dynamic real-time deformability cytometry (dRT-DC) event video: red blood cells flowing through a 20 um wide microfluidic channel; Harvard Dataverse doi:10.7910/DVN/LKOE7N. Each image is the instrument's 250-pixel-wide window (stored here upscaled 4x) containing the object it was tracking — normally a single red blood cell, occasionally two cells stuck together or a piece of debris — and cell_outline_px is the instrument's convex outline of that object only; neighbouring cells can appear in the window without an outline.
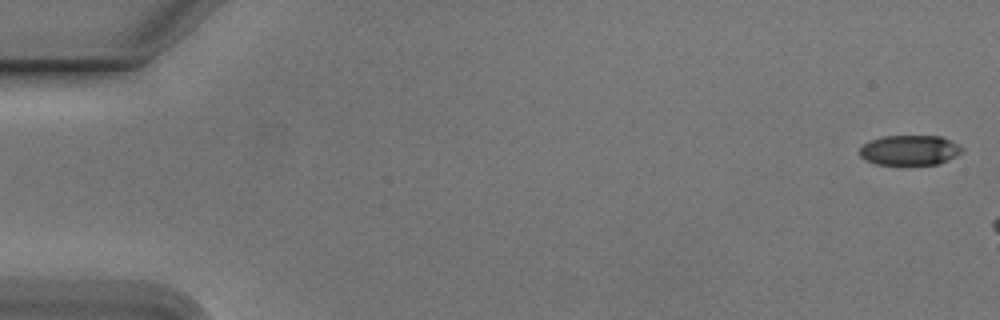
{"species": "Egyptian fruit bat (a non-hibernating species)", "species_latin": "Rousettus aegyptiacus", "temperature_condition": "cold", "stored_images_in_passage": 7, "camera_frame_rate_fps": 3000, "um_per_image_px": 0.085, "animal": {"sex": "male"}, "frame": {"image": 1, "passage_image": 1, "time_ms": 0.0, "image_size_px": [1000, 320], "cell_outline_px": [[964, 148], [956, 156], [948, 160], [936, 164], [876, 164], [864, 160], [860, 156], [860, 148], [864, 144], [872, 140], [884, 136], [940, 136]], "centroid_in_image_um": [77.3, 12.77], "position_along_channel_um": 7.7, "area_um2": 17.63}}